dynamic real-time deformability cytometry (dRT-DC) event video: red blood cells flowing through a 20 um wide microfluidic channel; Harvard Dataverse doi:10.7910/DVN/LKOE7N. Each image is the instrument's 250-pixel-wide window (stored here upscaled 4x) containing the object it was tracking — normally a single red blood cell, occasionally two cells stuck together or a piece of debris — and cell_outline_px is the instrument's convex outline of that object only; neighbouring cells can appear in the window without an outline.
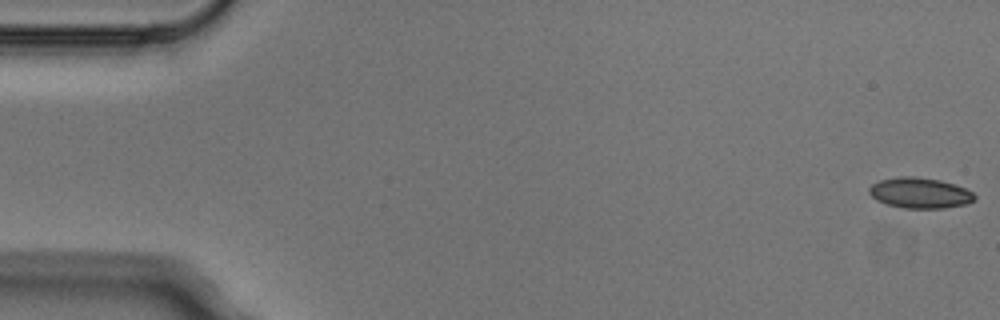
{"species": "Egyptian fruit bat (a non-hibernating species)", "species_latin": "Rousettus aegyptiacus", "temperature_condition": "cold", "stored_images_in_passage": 4, "camera_frame_rate_fps": 3000, "um_per_image_px": 0.085, "animal": {"sex": "male"}, "frame": {"image": 1, "passage_image": 1, "time_ms": 0.0, "image_size_px": [1000, 320], "cell_outline_px": [[976, 200], [968, 204], [944, 208], [904, 208], [884, 204], [876, 200], [868, 192], [868, 188], [872, 184], [880, 180], [900, 176], [916, 176], [940, 180], [964, 188], [972, 192], [976, 196]], "centroid_in_image_um": [78.18, 16.41], "position_along_channel_um": 6.8, "area_um2": 18.96}}
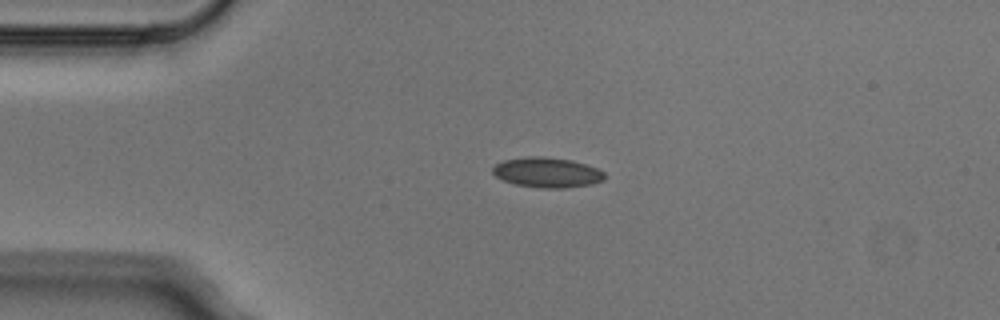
{"frame": {"image": 2, "passage_image": 4, "time_ms": 1.0, "image_size_px": [1000, 320], "cell_outline_px": [[604, 180], [592, 184], [564, 188], [544, 188], [516, 184], [504, 180], [496, 176], [492, 172], [492, 168], [496, 164], [504, 160], [528, 156], [544, 156], [572, 160], [596, 168], [604, 172]], "centroid_in_image_um": [46.5, 14.65], "position_along_channel_um": 38.5, "area_um2": 19.48}}